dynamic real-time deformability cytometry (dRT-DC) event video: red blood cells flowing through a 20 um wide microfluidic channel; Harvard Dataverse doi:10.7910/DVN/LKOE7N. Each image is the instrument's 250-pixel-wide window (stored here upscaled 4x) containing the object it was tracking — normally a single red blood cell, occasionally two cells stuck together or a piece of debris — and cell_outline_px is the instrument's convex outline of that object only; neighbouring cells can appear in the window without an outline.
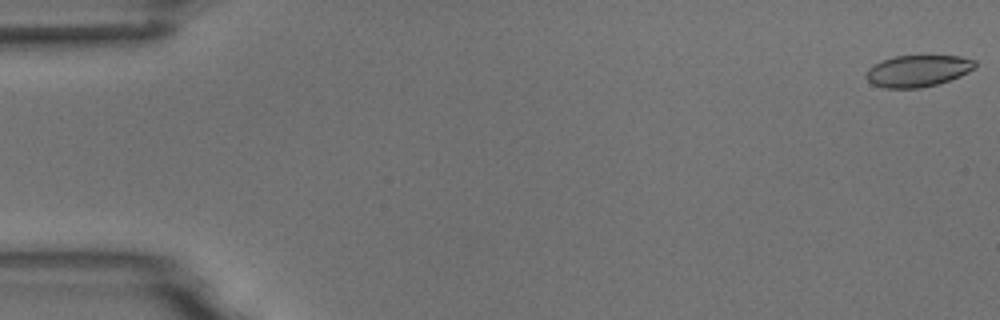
{"species": "common noctule bat (a hibernating species)", "species_latin": "Nyctalus noctula", "temperature_condition": "room temperature", "stored_images_in_passage": 4, "camera_frame_rate_fps": 3000, "um_per_image_px": 0.085, "animal": {"sex": "male", "body_mass_g": 18.8}, "frame": {"image": 1, "passage_image": 1, "time_ms": 0.0, "image_size_px": [1000, 320], "cell_outline_px": [[976, 68], [960, 76], [936, 84], [920, 88], [884, 88], [872, 84], [864, 76], [868, 68], [880, 60], [896, 56], [960, 56], [976, 60]], "centroid_in_image_um": [78.0, 6.02], "position_along_channel_um": 7.0, "area_um2": 20.17}}